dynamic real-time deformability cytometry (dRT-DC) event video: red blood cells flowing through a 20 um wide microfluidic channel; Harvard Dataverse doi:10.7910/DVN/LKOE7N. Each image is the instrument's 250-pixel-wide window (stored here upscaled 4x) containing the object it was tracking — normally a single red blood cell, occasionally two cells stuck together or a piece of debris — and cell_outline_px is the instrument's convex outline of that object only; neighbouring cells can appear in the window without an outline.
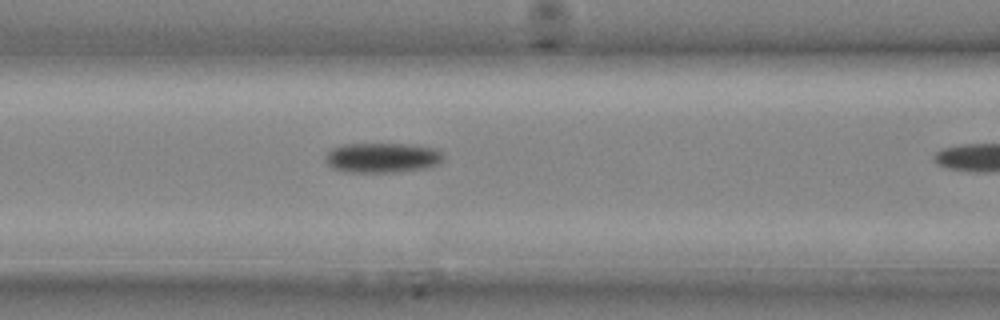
{"species": "common noctule bat (a hibernating species)", "species_latin": "Nyctalus noctula", "temperature_condition": "cold", "stored_images_in_passage": 7, "camera_frame_rate_fps": 3000, "um_per_image_px": 0.085, "animal": {"sex": "male", "body_mass_g": 20.4}, "frame": {"image": 1, "passage_image": 6, "time_ms": 1.667, "image_size_px": [1000, 320], "cell_outline_px": [[444, 160], [440, 164], [424, 168], [396, 172], [348, 172], [332, 168], [324, 160], [324, 156], [332, 148], [344, 144], [400, 144], [432, 148], [440, 152], [444, 156]], "centroid_in_image_um": [32.46, 13.41], "position_along_channel_um": 134.1, "area_um2": 20.46}}